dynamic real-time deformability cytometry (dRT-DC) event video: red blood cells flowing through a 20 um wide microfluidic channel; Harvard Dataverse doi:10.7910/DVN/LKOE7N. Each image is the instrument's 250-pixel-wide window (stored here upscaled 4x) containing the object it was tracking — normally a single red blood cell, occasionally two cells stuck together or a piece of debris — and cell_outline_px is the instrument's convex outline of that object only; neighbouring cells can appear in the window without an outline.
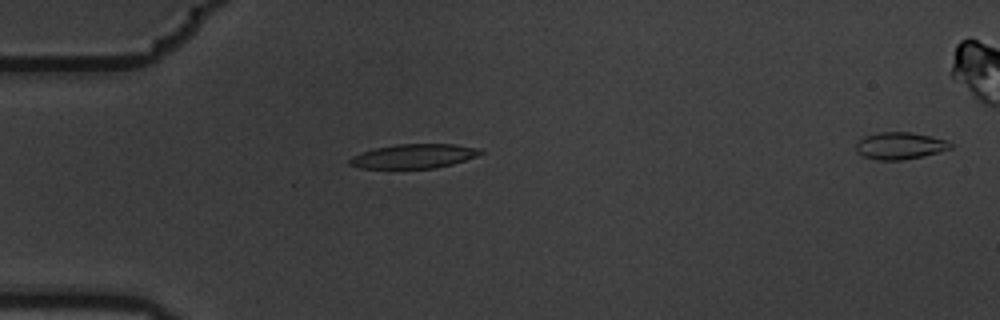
{"species": "common noctule bat (a hibernating species)", "species_latin": "Nyctalus noctula", "temperature_condition": "warm", "stored_images_in_passage": 3, "segment_of_instrument_passage": [1, 2], "camera_frame_rate_fps": 3000, "um_per_image_px": 0.085, "animal": {"sex": "male", "body_mass_g": 19.5, "forearm_length_mm": 54.6}, "frame": {"image": 1, "passage_image": 2, "time_ms": 0.333, "image_size_px": [1000, 320], "cell_outline_px": [[484, 152], [476, 156], [452, 164], [436, 168], [360, 168], [348, 164], [348, 160], [352, 156], [376, 148], [396, 144], [456, 144], [476, 148]], "centroid_in_image_um": [35.16, 13.27], "position_along_channel_um": 49.8, "area_um2": 18.26}}